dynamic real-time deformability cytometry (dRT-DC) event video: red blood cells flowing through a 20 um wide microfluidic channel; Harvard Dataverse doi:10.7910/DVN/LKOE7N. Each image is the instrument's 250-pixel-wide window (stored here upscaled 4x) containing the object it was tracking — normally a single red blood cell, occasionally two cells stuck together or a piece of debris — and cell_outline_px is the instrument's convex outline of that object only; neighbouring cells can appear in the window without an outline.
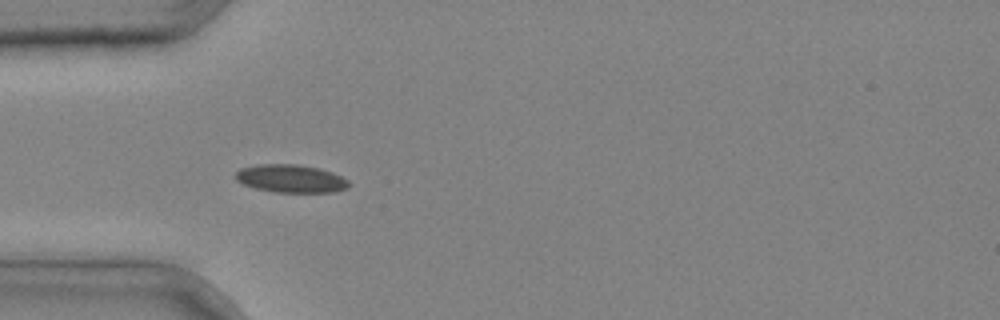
{"species": "common noctule bat (a hibernating species)", "species_latin": "Nyctalus noctula", "temperature_condition": "cold", "stored_images_in_passage": 34, "camera_frame_rate_fps": 3000, "um_per_image_px": 0.085, "animal": {"sex": "male", "body_mass_g": 20.4}, "frame": {"image": 1, "passage_image": 5, "time_ms": 1.333, "image_size_px": [1000, 320], "cell_outline_px": [[348, 188], [332, 192], [276, 192], [256, 188], [244, 184], [236, 180], [236, 172], [240, 168], [256, 164], [296, 164], [316, 168], [332, 172], [348, 180]], "centroid_in_image_um": [24.7, 15.17], "position_along_channel_um": 60.3, "area_um2": 18.26}}
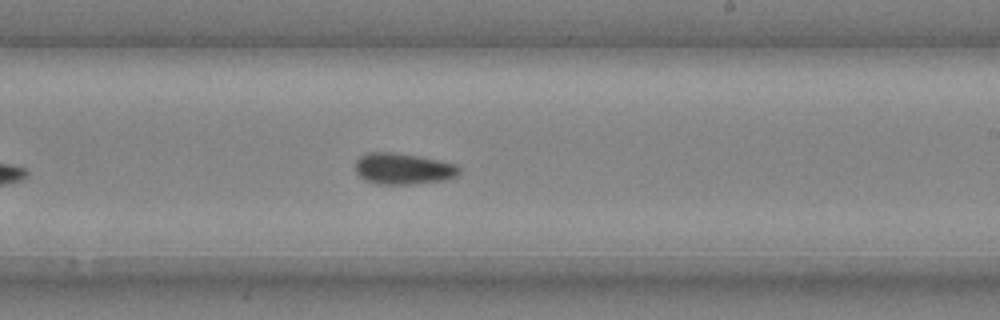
{"frame": {"image": 2, "passage_image": 18, "time_ms": 5.667, "image_size_px": [1000, 320], "cell_outline_px": [[460, 172], [456, 176], [444, 180], [412, 184], [376, 184], [364, 180], [356, 172], [356, 160], [360, 156], [368, 152], [392, 152], [420, 156], [456, 164], [460, 168]], "centroid_in_image_um": [34.25, 14.34], "position_along_channel_um": 254.7, "area_um2": 18.96}}
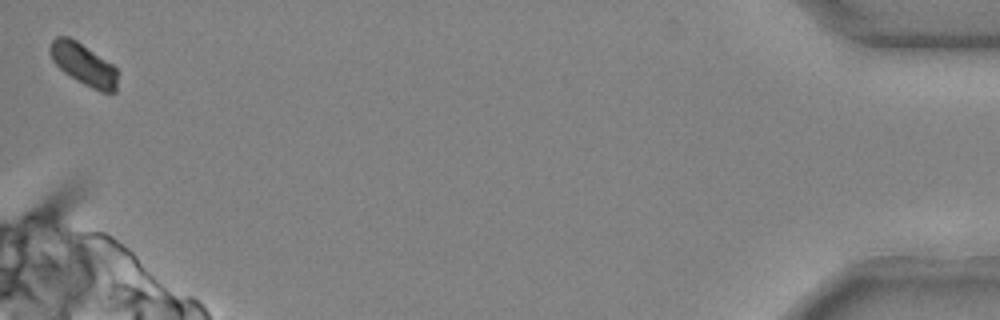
{"frame": {"image": 3, "passage_image": 34, "time_ms": 11.0, "image_size_px": [1000, 320], "cell_outline_px": [[116, 92], [100, 92], [76, 80], [64, 72], [52, 60], [48, 52], [48, 48], [52, 40], [56, 36], [68, 36], [76, 40], [112, 64], [116, 68]], "centroid_in_image_um": [7.06, 5.45], "position_along_channel_um": 428.1, "area_um2": 16.36}}